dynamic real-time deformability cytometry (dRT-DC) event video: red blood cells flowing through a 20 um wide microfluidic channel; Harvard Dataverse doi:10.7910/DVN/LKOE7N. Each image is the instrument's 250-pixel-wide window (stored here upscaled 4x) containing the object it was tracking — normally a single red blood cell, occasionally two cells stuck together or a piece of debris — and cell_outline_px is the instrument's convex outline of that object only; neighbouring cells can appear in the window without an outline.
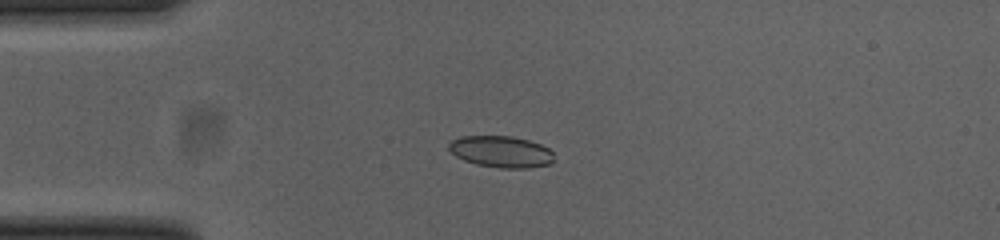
{"species": "common noctule bat (a hibernating species)", "species_latin": "Nyctalus noctula", "temperature_condition": "cold", "stored_images_in_passage": 52, "camera_frame_rate_fps": 3000, "um_per_image_px": 0.085, "animal": {"sex": "female", "body_mass_g": 23.0, "forearm_length_mm": 53.4}, "frame": {"image": 1, "passage_image": 12, "time_ms": 3.667, "image_size_px": [1000, 240], "cell_outline_px": [[552, 160], [548, 164], [528, 168], [500, 168], [476, 164], [464, 160], [456, 156], [448, 148], [448, 144], [452, 140], [460, 136], [512, 136], [528, 140], [540, 144], [548, 148], [552, 152]], "centroid_in_image_um": [42.56, 12.89], "position_along_channel_um": 42.4, "area_um2": 19.19}}
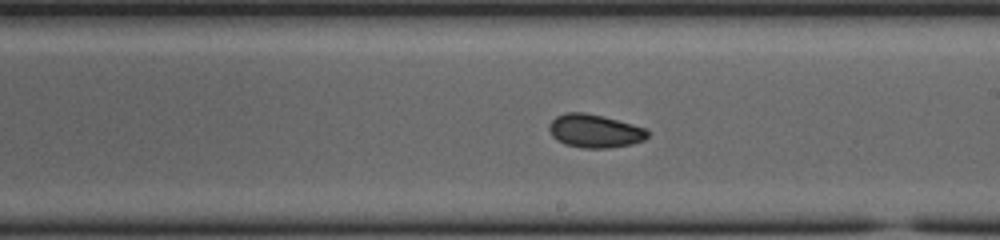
{"frame": {"image": 2, "passage_image": 29, "time_ms": 9.333, "image_size_px": [1000, 240], "cell_outline_px": [[648, 136], [644, 140], [632, 144], [608, 148], [584, 148], [564, 144], [556, 140], [552, 136], [548, 128], [548, 124], [556, 116], [564, 112], [584, 112], [604, 116], [632, 124], [644, 128], [648, 132]], "centroid_in_image_um": [50.51, 11.13], "position_along_channel_um": 238.5, "area_um2": 19.25}}
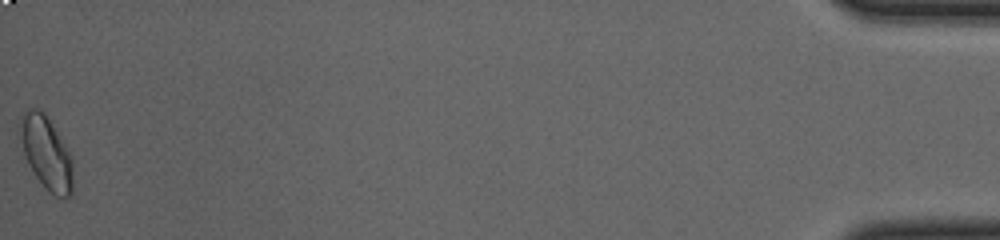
{"frame": {"image": 3, "passage_image": 52, "time_ms": 17.0, "image_size_px": [1000, 240], "cell_outline_px": [[72, 196], [56, 196], [48, 192], [36, 176], [28, 164], [24, 152], [20, 136], [20, 128], [24, 116], [32, 108], [36, 108], [44, 112], [68, 152], [72, 160]], "centroid_in_image_um": [3.95, 13.06], "position_along_channel_um": 431.2, "area_um2": 21.5}, "authors_computed_cell_mechanics": {"area_um2": 19.074, "velocity_mm_per_s": 3.851, "shape_relaxation_time_tau1_ms": 3.6644, "shape_relaxation_time_tau2_ms": 3.6107, "deformation_change_tau1": 0.0926, "deformation_change_tau2": 0.0662}}